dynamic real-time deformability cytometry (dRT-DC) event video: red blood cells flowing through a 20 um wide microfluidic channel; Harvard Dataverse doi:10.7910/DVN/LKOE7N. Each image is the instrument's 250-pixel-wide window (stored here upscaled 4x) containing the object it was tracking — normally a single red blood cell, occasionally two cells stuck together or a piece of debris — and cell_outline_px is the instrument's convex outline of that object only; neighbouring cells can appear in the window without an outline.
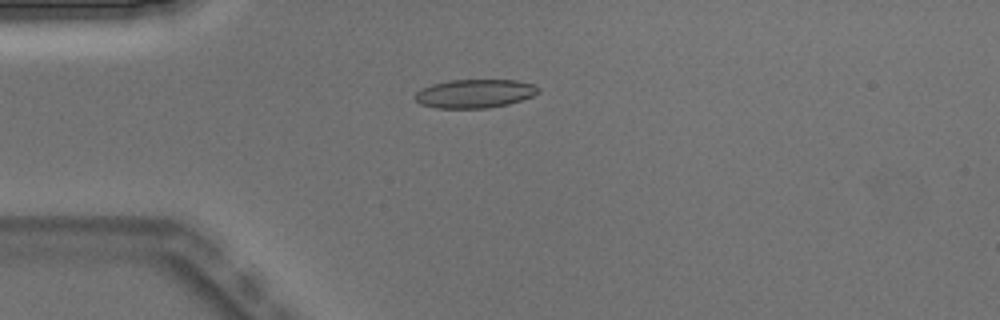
{"species": "Egyptian fruit bat (a non-hibernating species)", "species_latin": "Rousettus aegyptiacus", "temperature_condition": "warm", "stored_images_in_passage": 3, "camera_frame_rate_fps": 3000, "um_per_image_px": 0.085, "animal": {"sex": "male"}, "frame": {"image": 1, "passage_image": 3, "time_ms": 0.667, "image_size_px": [1000, 320], "cell_outline_px": [[540, 92], [532, 96], [508, 104], [488, 108], [436, 108], [420, 104], [412, 96], [420, 88], [432, 84], [448, 80], [516, 80], [532, 84], [540, 88]], "centroid_in_image_um": [40.31, 7.95], "position_along_channel_um": 44.7, "area_um2": 20.69}}